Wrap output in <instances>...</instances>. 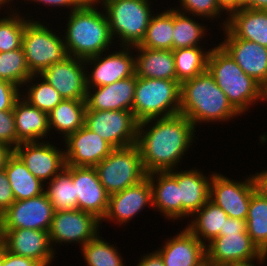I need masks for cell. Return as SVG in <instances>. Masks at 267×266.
<instances>
[{"mask_svg": "<svg viewBox=\"0 0 267 266\" xmlns=\"http://www.w3.org/2000/svg\"><path fill=\"white\" fill-rule=\"evenodd\" d=\"M232 232H247L246 220L228 217L225 220V225L223 229L220 230L218 236H224V233Z\"/></svg>", "mask_w": 267, "mask_h": 266, "instance_id": "47", "label": "cell"}, {"mask_svg": "<svg viewBox=\"0 0 267 266\" xmlns=\"http://www.w3.org/2000/svg\"><path fill=\"white\" fill-rule=\"evenodd\" d=\"M31 76L22 47L0 52V79L9 81L22 89Z\"/></svg>", "mask_w": 267, "mask_h": 266, "instance_id": "40", "label": "cell"}, {"mask_svg": "<svg viewBox=\"0 0 267 266\" xmlns=\"http://www.w3.org/2000/svg\"><path fill=\"white\" fill-rule=\"evenodd\" d=\"M80 249L87 266H125L118 246L107 242L100 233Z\"/></svg>", "mask_w": 267, "mask_h": 266, "instance_id": "38", "label": "cell"}, {"mask_svg": "<svg viewBox=\"0 0 267 266\" xmlns=\"http://www.w3.org/2000/svg\"><path fill=\"white\" fill-rule=\"evenodd\" d=\"M96 5L97 0H87L69 13L63 35L69 56L85 60L110 51L111 45H115L106 13Z\"/></svg>", "mask_w": 267, "mask_h": 266, "instance_id": "2", "label": "cell"}, {"mask_svg": "<svg viewBox=\"0 0 267 266\" xmlns=\"http://www.w3.org/2000/svg\"><path fill=\"white\" fill-rule=\"evenodd\" d=\"M243 8L257 11H267V0H249Z\"/></svg>", "mask_w": 267, "mask_h": 266, "instance_id": "52", "label": "cell"}, {"mask_svg": "<svg viewBox=\"0 0 267 266\" xmlns=\"http://www.w3.org/2000/svg\"><path fill=\"white\" fill-rule=\"evenodd\" d=\"M4 170L15 201L33 198L44 193L45 184L30 173L14 151L8 157Z\"/></svg>", "mask_w": 267, "mask_h": 266, "instance_id": "29", "label": "cell"}, {"mask_svg": "<svg viewBox=\"0 0 267 266\" xmlns=\"http://www.w3.org/2000/svg\"><path fill=\"white\" fill-rule=\"evenodd\" d=\"M267 261V255L264 254L260 259L256 260V262H246V263H237V264H226L223 266H257L255 265L256 263H258L260 266L261 264L263 265L264 263L266 264Z\"/></svg>", "mask_w": 267, "mask_h": 266, "instance_id": "53", "label": "cell"}, {"mask_svg": "<svg viewBox=\"0 0 267 266\" xmlns=\"http://www.w3.org/2000/svg\"><path fill=\"white\" fill-rule=\"evenodd\" d=\"M152 207V188L146 177L136 185L109 195L108 209L101 221L127 225L143 209Z\"/></svg>", "mask_w": 267, "mask_h": 266, "instance_id": "18", "label": "cell"}, {"mask_svg": "<svg viewBox=\"0 0 267 266\" xmlns=\"http://www.w3.org/2000/svg\"><path fill=\"white\" fill-rule=\"evenodd\" d=\"M249 0H238V9L243 7Z\"/></svg>", "mask_w": 267, "mask_h": 266, "instance_id": "57", "label": "cell"}, {"mask_svg": "<svg viewBox=\"0 0 267 266\" xmlns=\"http://www.w3.org/2000/svg\"><path fill=\"white\" fill-rule=\"evenodd\" d=\"M261 101H267V81L262 85V99Z\"/></svg>", "mask_w": 267, "mask_h": 266, "instance_id": "56", "label": "cell"}, {"mask_svg": "<svg viewBox=\"0 0 267 266\" xmlns=\"http://www.w3.org/2000/svg\"><path fill=\"white\" fill-rule=\"evenodd\" d=\"M206 262L213 266L253 262L264 254L247 232L224 233L205 246Z\"/></svg>", "mask_w": 267, "mask_h": 266, "instance_id": "13", "label": "cell"}, {"mask_svg": "<svg viewBox=\"0 0 267 266\" xmlns=\"http://www.w3.org/2000/svg\"><path fill=\"white\" fill-rule=\"evenodd\" d=\"M1 266H42V265L32 258L18 256L4 249Z\"/></svg>", "mask_w": 267, "mask_h": 266, "instance_id": "45", "label": "cell"}, {"mask_svg": "<svg viewBox=\"0 0 267 266\" xmlns=\"http://www.w3.org/2000/svg\"><path fill=\"white\" fill-rule=\"evenodd\" d=\"M95 168L109 195L136 185L147 177L137 145L114 148Z\"/></svg>", "mask_w": 267, "mask_h": 266, "instance_id": "8", "label": "cell"}, {"mask_svg": "<svg viewBox=\"0 0 267 266\" xmlns=\"http://www.w3.org/2000/svg\"><path fill=\"white\" fill-rule=\"evenodd\" d=\"M4 246L18 256L32 258L42 266H50L57 256L48 231L35 229H3Z\"/></svg>", "mask_w": 267, "mask_h": 266, "instance_id": "20", "label": "cell"}, {"mask_svg": "<svg viewBox=\"0 0 267 266\" xmlns=\"http://www.w3.org/2000/svg\"><path fill=\"white\" fill-rule=\"evenodd\" d=\"M15 201L5 170L0 171V214H3Z\"/></svg>", "mask_w": 267, "mask_h": 266, "instance_id": "44", "label": "cell"}, {"mask_svg": "<svg viewBox=\"0 0 267 266\" xmlns=\"http://www.w3.org/2000/svg\"><path fill=\"white\" fill-rule=\"evenodd\" d=\"M77 209L93 214L100 221L108 209L109 194L99 180L95 167L71 166Z\"/></svg>", "mask_w": 267, "mask_h": 266, "instance_id": "21", "label": "cell"}, {"mask_svg": "<svg viewBox=\"0 0 267 266\" xmlns=\"http://www.w3.org/2000/svg\"><path fill=\"white\" fill-rule=\"evenodd\" d=\"M40 76L54 87L63 99L85 100L87 88L85 60L67 56L51 64Z\"/></svg>", "mask_w": 267, "mask_h": 266, "instance_id": "16", "label": "cell"}, {"mask_svg": "<svg viewBox=\"0 0 267 266\" xmlns=\"http://www.w3.org/2000/svg\"><path fill=\"white\" fill-rule=\"evenodd\" d=\"M21 96V89L15 84L0 79V111H13L15 101Z\"/></svg>", "mask_w": 267, "mask_h": 266, "instance_id": "43", "label": "cell"}, {"mask_svg": "<svg viewBox=\"0 0 267 266\" xmlns=\"http://www.w3.org/2000/svg\"><path fill=\"white\" fill-rule=\"evenodd\" d=\"M135 266H165L160 254L154 250L143 254Z\"/></svg>", "mask_w": 267, "mask_h": 266, "instance_id": "49", "label": "cell"}, {"mask_svg": "<svg viewBox=\"0 0 267 266\" xmlns=\"http://www.w3.org/2000/svg\"><path fill=\"white\" fill-rule=\"evenodd\" d=\"M12 7L15 10H8V16L0 18V52L21 48L25 25L30 20L28 15L25 18L23 12L21 14L18 8Z\"/></svg>", "mask_w": 267, "mask_h": 266, "instance_id": "39", "label": "cell"}, {"mask_svg": "<svg viewBox=\"0 0 267 266\" xmlns=\"http://www.w3.org/2000/svg\"><path fill=\"white\" fill-rule=\"evenodd\" d=\"M45 186L44 192L53 205L54 211L77 209V195L75 184L71 178V166L66 165Z\"/></svg>", "mask_w": 267, "mask_h": 266, "instance_id": "34", "label": "cell"}, {"mask_svg": "<svg viewBox=\"0 0 267 266\" xmlns=\"http://www.w3.org/2000/svg\"><path fill=\"white\" fill-rule=\"evenodd\" d=\"M13 3H14V0H0V10L2 9L1 7H5L6 5H7V10H8V8H9V10H14V8H12L11 6L8 5V4L11 5Z\"/></svg>", "mask_w": 267, "mask_h": 266, "instance_id": "55", "label": "cell"}, {"mask_svg": "<svg viewBox=\"0 0 267 266\" xmlns=\"http://www.w3.org/2000/svg\"><path fill=\"white\" fill-rule=\"evenodd\" d=\"M201 266H213V265H211L210 263H207V262H205L203 265H201Z\"/></svg>", "mask_w": 267, "mask_h": 266, "instance_id": "59", "label": "cell"}, {"mask_svg": "<svg viewBox=\"0 0 267 266\" xmlns=\"http://www.w3.org/2000/svg\"><path fill=\"white\" fill-rule=\"evenodd\" d=\"M178 6L172 8L184 14L203 17L206 21L213 19L211 22L221 19L224 12L216 0H179Z\"/></svg>", "mask_w": 267, "mask_h": 266, "instance_id": "41", "label": "cell"}, {"mask_svg": "<svg viewBox=\"0 0 267 266\" xmlns=\"http://www.w3.org/2000/svg\"><path fill=\"white\" fill-rule=\"evenodd\" d=\"M85 110V100L63 99L48 113L50 133L62 134L63 140L75 133L84 125Z\"/></svg>", "mask_w": 267, "mask_h": 266, "instance_id": "31", "label": "cell"}, {"mask_svg": "<svg viewBox=\"0 0 267 266\" xmlns=\"http://www.w3.org/2000/svg\"><path fill=\"white\" fill-rule=\"evenodd\" d=\"M195 129L180 113L139 122L136 145L146 173L179 168L178 164L195 143Z\"/></svg>", "mask_w": 267, "mask_h": 266, "instance_id": "1", "label": "cell"}, {"mask_svg": "<svg viewBox=\"0 0 267 266\" xmlns=\"http://www.w3.org/2000/svg\"><path fill=\"white\" fill-rule=\"evenodd\" d=\"M256 193L262 198L267 199V170L253 173L251 175Z\"/></svg>", "mask_w": 267, "mask_h": 266, "instance_id": "48", "label": "cell"}, {"mask_svg": "<svg viewBox=\"0 0 267 266\" xmlns=\"http://www.w3.org/2000/svg\"><path fill=\"white\" fill-rule=\"evenodd\" d=\"M135 75L142 78L176 80L173 50L134 46Z\"/></svg>", "mask_w": 267, "mask_h": 266, "instance_id": "27", "label": "cell"}, {"mask_svg": "<svg viewBox=\"0 0 267 266\" xmlns=\"http://www.w3.org/2000/svg\"><path fill=\"white\" fill-rule=\"evenodd\" d=\"M99 226L102 228L98 218L82 210L54 211L48 234L55 252L58 244L74 243L82 248L99 234Z\"/></svg>", "mask_w": 267, "mask_h": 266, "instance_id": "10", "label": "cell"}, {"mask_svg": "<svg viewBox=\"0 0 267 266\" xmlns=\"http://www.w3.org/2000/svg\"><path fill=\"white\" fill-rule=\"evenodd\" d=\"M152 188V208L170 221L181 219V199L176 169L147 174ZM163 214V215H162Z\"/></svg>", "mask_w": 267, "mask_h": 266, "instance_id": "25", "label": "cell"}, {"mask_svg": "<svg viewBox=\"0 0 267 266\" xmlns=\"http://www.w3.org/2000/svg\"><path fill=\"white\" fill-rule=\"evenodd\" d=\"M226 27L239 39L267 47V11L241 7L228 16Z\"/></svg>", "mask_w": 267, "mask_h": 266, "instance_id": "28", "label": "cell"}, {"mask_svg": "<svg viewBox=\"0 0 267 266\" xmlns=\"http://www.w3.org/2000/svg\"><path fill=\"white\" fill-rule=\"evenodd\" d=\"M218 5L220 6V8L224 11L226 16V19L223 18L221 19L222 21L219 22L221 23L219 26H222L221 28L223 29L224 27H226L227 22H228V16L233 12L238 10V0H216ZM224 21V22H223ZM223 22V23H222Z\"/></svg>", "mask_w": 267, "mask_h": 266, "instance_id": "50", "label": "cell"}, {"mask_svg": "<svg viewBox=\"0 0 267 266\" xmlns=\"http://www.w3.org/2000/svg\"><path fill=\"white\" fill-rule=\"evenodd\" d=\"M4 249H5V246L4 245L3 246H0V266L2 264V257H3V251H4Z\"/></svg>", "mask_w": 267, "mask_h": 266, "instance_id": "58", "label": "cell"}, {"mask_svg": "<svg viewBox=\"0 0 267 266\" xmlns=\"http://www.w3.org/2000/svg\"><path fill=\"white\" fill-rule=\"evenodd\" d=\"M223 34L225 38L219 45L248 76L263 85L267 81V47L239 39L227 27L223 28Z\"/></svg>", "mask_w": 267, "mask_h": 266, "instance_id": "19", "label": "cell"}, {"mask_svg": "<svg viewBox=\"0 0 267 266\" xmlns=\"http://www.w3.org/2000/svg\"><path fill=\"white\" fill-rule=\"evenodd\" d=\"M36 80V81H35ZM38 80V81H37ZM25 86V87H24ZM21 97L36 108L49 113L63 98L58 91L40 75H32L23 85ZM28 87V88H26Z\"/></svg>", "mask_w": 267, "mask_h": 266, "instance_id": "37", "label": "cell"}, {"mask_svg": "<svg viewBox=\"0 0 267 266\" xmlns=\"http://www.w3.org/2000/svg\"><path fill=\"white\" fill-rule=\"evenodd\" d=\"M204 18L181 13L173 8V41L172 50L201 46L200 42L205 37L207 26L195 20Z\"/></svg>", "mask_w": 267, "mask_h": 266, "instance_id": "32", "label": "cell"}, {"mask_svg": "<svg viewBox=\"0 0 267 266\" xmlns=\"http://www.w3.org/2000/svg\"><path fill=\"white\" fill-rule=\"evenodd\" d=\"M187 222L186 228L205 246L218 237L228 215L219 206L208 200Z\"/></svg>", "mask_w": 267, "mask_h": 266, "instance_id": "30", "label": "cell"}, {"mask_svg": "<svg viewBox=\"0 0 267 266\" xmlns=\"http://www.w3.org/2000/svg\"><path fill=\"white\" fill-rule=\"evenodd\" d=\"M177 170L179 168L176 169V181L181 199V219L187 220L209 200L213 172L206 176L196 167Z\"/></svg>", "mask_w": 267, "mask_h": 266, "instance_id": "24", "label": "cell"}, {"mask_svg": "<svg viewBox=\"0 0 267 266\" xmlns=\"http://www.w3.org/2000/svg\"><path fill=\"white\" fill-rule=\"evenodd\" d=\"M150 0H97L109 22L114 43L134 47L143 40L153 11Z\"/></svg>", "mask_w": 267, "mask_h": 266, "instance_id": "5", "label": "cell"}, {"mask_svg": "<svg viewBox=\"0 0 267 266\" xmlns=\"http://www.w3.org/2000/svg\"><path fill=\"white\" fill-rule=\"evenodd\" d=\"M31 17L25 25L21 47L31 74L40 75L51 64L60 62L68 54L60 32L55 33V29Z\"/></svg>", "mask_w": 267, "mask_h": 266, "instance_id": "7", "label": "cell"}, {"mask_svg": "<svg viewBox=\"0 0 267 266\" xmlns=\"http://www.w3.org/2000/svg\"><path fill=\"white\" fill-rule=\"evenodd\" d=\"M65 161L68 166L95 167L114 149L85 125L64 140Z\"/></svg>", "mask_w": 267, "mask_h": 266, "instance_id": "17", "label": "cell"}, {"mask_svg": "<svg viewBox=\"0 0 267 266\" xmlns=\"http://www.w3.org/2000/svg\"><path fill=\"white\" fill-rule=\"evenodd\" d=\"M137 76L118 80L101 87H87L86 110L132 111Z\"/></svg>", "mask_w": 267, "mask_h": 266, "instance_id": "22", "label": "cell"}, {"mask_svg": "<svg viewBox=\"0 0 267 266\" xmlns=\"http://www.w3.org/2000/svg\"><path fill=\"white\" fill-rule=\"evenodd\" d=\"M181 84L176 80L137 77L132 111L138 122L179 114Z\"/></svg>", "mask_w": 267, "mask_h": 266, "instance_id": "6", "label": "cell"}, {"mask_svg": "<svg viewBox=\"0 0 267 266\" xmlns=\"http://www.w3.org/2000/svg\"><path fill=\"white\" fill-rule=\"evenodd\" d=\"M164 241L156 251L165 266H201L206 262L205 245L186 227Z\"/></svg>", "mask_w": 267, "mask_h": 266, "instance_id": "23", "label": "cell"}, {"mask_svg": "<svg viewBox=\"0 0 267 266\" xmlns=\"http://www.w3.org/2000/svg\"><path fill=\"white\" fill-rule=\"evenodd\" d=\"M173 8L153 14L139 47L172 50Z\"/></svg>", "mask_w": 267, "mask_h": 266, "instance_id": "33", "label": "cell"}, {"mask_svg": "<svg viewBox=\"0 0 267 266\" xmlns=\"http://www.w3.org/2000/svg\"><path fill=\"white\" fill-rule=\"evenodd\" d=\"M206 50L203 46L173 50L176 81L181 84L207 70V60L211 48Z\"/></svg>", "mask_w": 267, "mask_h": 266, "instance_id": "35", "label": "cell"}, {"mask_svg": "<svg viewBox=\"0 0 267 266\" xmlns=\"http://www.w3.org/2000/svg\"><path fill=\"white\" fill-rule=\"evenodd\" d=\"M246 177L244 181H237L213 172L209 200L230 218L247 219L250 199L256 191L251 174Z\"/></svg>", "mask_w": 267, "mask_h": 266, "instance_id": "11", "label": "cell"}, {"mask_svg": "<svg viewBox=\"0 0 267 266\" xmlns=\"http://www.w3.org/2000/svg\"><path fill=\"white\" fill-rule=\"evenodd\" d=\"M13 149L0 143V171L5 168L8 157L13 153Z\"/></svg>", "mask_w": 267, "mask_h": 266, "instance_id": "51", "label": "cell"}, {"mask_svg": "<svg viewBox=\"0 0 267 266\" xmlns=\"http://www.w3.org/2000/svg\"><path fill=\"white\" fill-rule=\"evenodd\" d=\"M133 50V47L120 46L119 51H110V54L106 51L85 59L87 87H101L135 75Z\"/></svg>", "mask_w": 267, "mask_h": 266, "instance_id": "12", "label": "cell"}, {"mask_svg": "<svg viewBox=\"0 0 267 266\" xmlns=\"http://www.w3.org/2000/svg\"><path fill=\"white\" fill-rule=\"evenodd\" d=\"M14 152L30 173L44 184L51 181L66 166L64 149L57 148L48 140L21 143Z\"/></svg>", "mask_w": 267, "mask_h": 266, "instance_id": "14", "label": "cell"}, {"mask_svg": "<svg viewBox=\"0 0 267 266\" xmlns=\"http://www.w3.org/2000/svg\"><path fill=\"white\" fill-rule=\"evenodd\" d=\"M138 124L133 111L85 110L84 125L114 148L136 145Z\"/></svg>", "mask_w": 267, "mask_h": 266, "instance_id": "9", "label": "cell"}, {"mask_svg": "<svg viewBox=\"0 0 267 266\" xmlns=\"http://www.w3.org/2000/svg\"><path fill=\"white\" fill-rule=\"evenodd\" d=\"M215 45L208 56L207 70L231 105L245 116L250 107L261 101L262 85L248 76L219 44Z\"/></svg>", "mask_w": 267, "mask_h": 266, "instance_id": "4", "label": "cell"}, {"mask_svg": "<svg viewBox=\"0 0 267 266\" xmlns=\"http://www.w3.org/2000/svg\"><path fill=\"white\" fill-rule=\"evenodd\" d=\"M13 115L17 146L24 142L44 141L50 134L48 113L29 104L21 96L15 101Z\"/></svg>", "mask_w": 267, "mask_h": 266, "instance_id": "26", "label": "cell"}, {"mask_svg": "<svg viewBox=\"0 0 267 266\" xmlns=\"http://www.w3.org/2000/svg\"><path fill=\"white\" fill-rule=\"evenodd\" d=\"M26 1H29V3L31 4L32 2H34V4L40 3L39 5H41L42 3L44 6L45 5L51 6V7L53 6V8L54 6L59 7V8H61V6L64 8L70 7L68 8L69 9L68 13H70L74 11L75 9L81 7L87 0H26Z\"/></svg>", "mask_w": 267, "mask_h": 266, "instance_id": "46", "label": "cell"}, {"mask_svg": "<svg viewBox=\"0 0 267 266\" xmlns=\"http://www.w3.org/2000/svg\"><path fill=\"white\" fill-rule=\"evenodd\" d=\"M0 143L13 150L17 147V133L13 111H0Z\"/></svg>", "mask_w": 267, "mask_h": 266, "instance_id": "42", "label": "cell"}, {"mask_svg": "<svg viewBox=\"0 0 267 266\" xmlns=\"http://www.w3.org/2000/svg\"><path fill=\"white\" fill-rule=\"evenodd\" d=\"M54 209L46 193L14 201L3 213V229H35L49 231Z\"/></svg>", "mask_w": 267, "mask_h": 266, "instance_id": "15", "label": "cell"}, {"mask_svg": "<svg viewBox=\"0 0 267 266\" xmlns=\"http://www.w3.org/2000/svg\"><path fill=\"white\" fill-rule=\"evenodd\" d=\"M4 245V230H3V220L0 214V246Z\"/></svg>", "mask_w": 267, "mask_h": 266, "instance_id": "54", "label": "cell"}, {"mask_svg": "<svg viewBox=\"0 0 267 266\" xmlns=\"http://www.w3.org/2000/svg\"><path fill=\"white\" fill-rule=\"evenodd\" d=\"M179 113L186 116L195 128L202 123L230 122L241 116L208 70L181 83Z\"/></svg>", "mask_w": 267, "mask_h": 266, "instance_id": "3", "label": "cell"}, {"mask_svg": "<svg viewBox=\"0 0 267 266\" xmlns=\"http://www.w3.org/2000/svg\"><path fill=\"white\" fill-rule=\"evenodd\" d=\"M246 230L252 242L267 255V199L256 192L250 199Z\"/></svg>", "mask_w": 267, "mask_h": 266, "instance_id": "36", "label": "cell"}]
</instances>
